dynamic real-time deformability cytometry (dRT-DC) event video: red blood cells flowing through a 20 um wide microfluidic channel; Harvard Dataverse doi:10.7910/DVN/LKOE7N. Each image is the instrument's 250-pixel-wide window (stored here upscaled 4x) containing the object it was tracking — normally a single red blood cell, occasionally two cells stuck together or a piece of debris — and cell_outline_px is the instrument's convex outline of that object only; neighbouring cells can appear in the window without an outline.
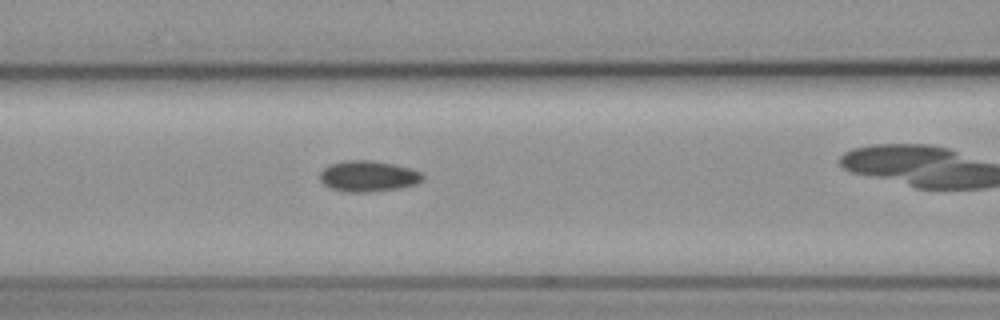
{"species": "common noctule bat (a hibernating species)", "species_latin": "Nyctalus noctula", "temperature_condition": "cold", "stored_images_in_passage": 14, "camera_frame_rate_fps": 3000, "um_per_image_px": 0.085, "animal": {"sex": "female", "body_mass_g": 19.3, "forearm_length_mm": 54.1}, "frame": {"image": 1, "passage_image": 10, "time_ms": 3.0, "image_size_px": [1000, 320], "cell_outline_px": [[424, 180], [416, 184], [396, 188], [368, 192], [344, 192], [332, 188], [324, 184], [320, 180], [320, 172], [328, 164], [344, 160], [372, 160], [392, 164], [408, 168], [420, 172], [424, 176]], "centroid_in_image_um": [31.26, 14.97], "position_along_channel_um": 135.3, "area_um2": 18.44}}